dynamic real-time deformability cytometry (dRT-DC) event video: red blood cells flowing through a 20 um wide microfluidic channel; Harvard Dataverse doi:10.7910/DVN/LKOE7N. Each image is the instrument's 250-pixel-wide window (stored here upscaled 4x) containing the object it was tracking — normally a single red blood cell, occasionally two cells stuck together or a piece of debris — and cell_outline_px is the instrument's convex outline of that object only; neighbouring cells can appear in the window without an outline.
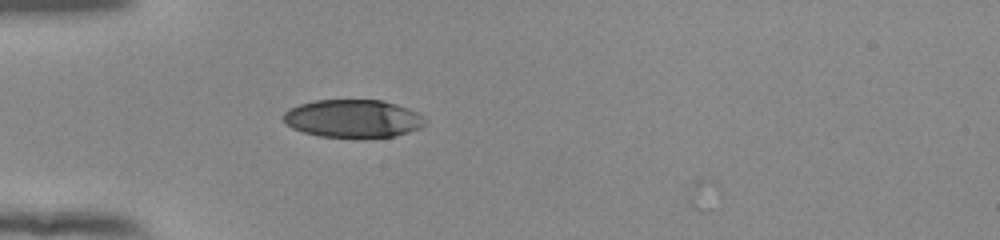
{"species": "human", "species_latin": "Homo sapiens", "temperature_condition": "room temperature", "stored_images_in_passage": 3, "camera_frame_rate_fps": 3000, "um_per_image_px": 0.085, "donor": {"sex": "female"}, "frame": {"image": 1, "passage_image": 2, "time_ms": 0.333, "image_size_px": [1000, 240], "cell_outline_px": [[428, 120], [420, 128], [396, 136], [360, 140], [320, 136], [304, 132], [292, 128], [280, 116], [288, 108], [300, 104], [316, 100], [384, 100], [408, 108], [416, 112]], "centroid_in_image_um": [30.01, 10.11], "position_along_channel_um": 55.0, "area_um2": 32.14}}